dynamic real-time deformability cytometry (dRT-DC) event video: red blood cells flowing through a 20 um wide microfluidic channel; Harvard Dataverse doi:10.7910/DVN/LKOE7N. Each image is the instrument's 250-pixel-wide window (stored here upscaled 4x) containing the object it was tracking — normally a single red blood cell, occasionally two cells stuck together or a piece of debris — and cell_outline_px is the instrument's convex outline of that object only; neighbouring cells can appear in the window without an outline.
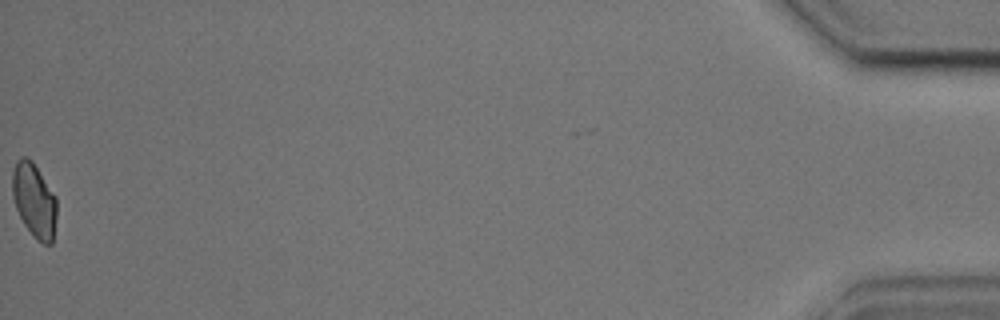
{"species": "common noctule bat (a hibernating species)", "species_latin": "Nyctalus noctula", "temperature_condition": "cold", "stored_images_in_passage": 42, "camera_frame_rate_fps": 3000, "um_per_image_px": 0.085, "animal": {"sex": "male", "body_mass_g": 17.9, "forearm_length_mm": 54.2}, "frame": {"image": 1, "passage_image": 42, "time_ms": 13.667, "image_size_px": [1000, 320], "cell_outline_px": [[56, 216], [52, 244], [44, 244], [36, 240], [24, 224], [16, 208], [12, 196], [12, 172], [16, 160], [20, 156], [24, 156], [32, 160], [56, 196]], "centroid_in_image_um": [2.89, 17.01], "position_along_channel_um": 432.3, "area_um2": 19.31}, "authors_computed_cell_mechanics": {"area_um2": 20.0855, "velocity_mm_per_s": 3.638, "shape_relaxation_time_tau1_ms": 10.1386, "shape_relaxation_time_tau2_ms": 1.6748, "deformation_change_tau1": 0.1102, "deformation_change_tau2": 0.075}}